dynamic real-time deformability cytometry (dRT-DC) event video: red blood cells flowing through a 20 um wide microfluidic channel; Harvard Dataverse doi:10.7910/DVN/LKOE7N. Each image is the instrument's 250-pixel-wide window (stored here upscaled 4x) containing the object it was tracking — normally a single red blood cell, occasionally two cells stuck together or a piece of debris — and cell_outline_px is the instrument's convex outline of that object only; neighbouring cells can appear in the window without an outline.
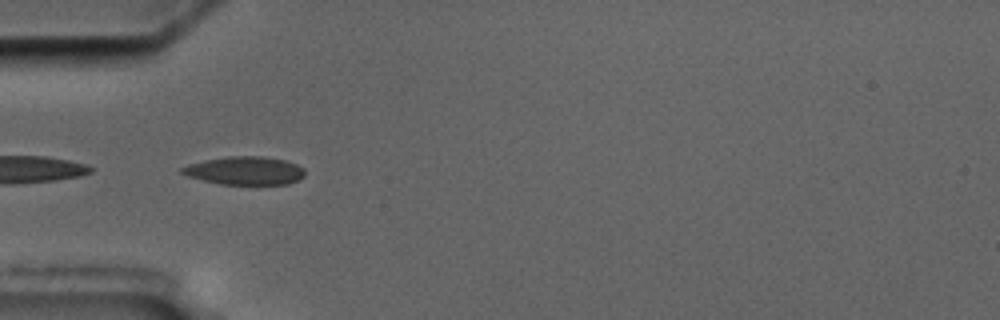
{"species": "common noctule bat (a hibernating species)", "species_latin": "Nyctalus noctula", "temperature_condition": "cold", "stored_images_in_passage": 6, "camera_frame_rate_fps": 3000, "um_per_image_px": 0.085, "animal": {"sex": "male", "body_mass_g": 17.5, "forearm_length_mm": 52.3}, "frame": {"image": 1, "passage_image": 5, "time_ms": 4.667, "image_size_px": [1000, 320], "cell_outline_px": [[304, 176], [300, 180], [288, 184], [220, 184], [188, 176], [180, 172], [180, 168], [188, 164], [204, 160], [228, 156], [264, 156], [284, 160], [296, 164], [304, 168]], "centroid_in_image_um": [20.83, 14.5], "position_along_channel_um": 64.2, "area_um2": 20.23}}